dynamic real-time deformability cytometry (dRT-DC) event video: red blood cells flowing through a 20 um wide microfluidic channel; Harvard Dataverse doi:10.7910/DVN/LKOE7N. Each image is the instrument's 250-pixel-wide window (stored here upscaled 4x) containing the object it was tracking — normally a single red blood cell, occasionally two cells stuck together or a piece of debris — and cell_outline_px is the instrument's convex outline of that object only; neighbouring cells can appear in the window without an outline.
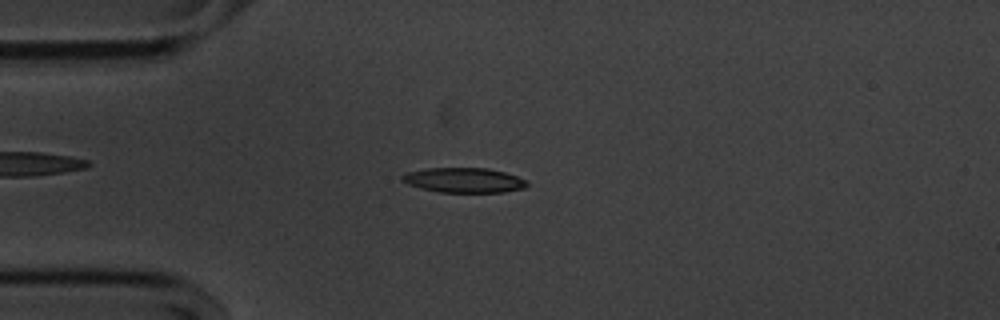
{"species": "common noctule bat (a hibernating species)", "species_latin": "Nyctalus noctula", "temperature_condition": "cold", "stored_images_in_passage": 53, "camera_frame_rate_fps": 3000, "um_per_image_px": 0.085, "animal": {"sex": "male", "body_mass_g": 20.1, "forearm_length_mm": 53.5}, "frame": {"image": 1, "passage_image": 12, "time_ms": 3.667, "image_size_px": [1000, 320], "cell_outline_px": [[528, 184], [524, 188], [504, 192], [440, 192], [408, 184], [400, 180], [400, 176], [408, 172], [428, 168], [488, 168], [504, 172], [528, 180]], "centroid_in_image_um": [39.45, 15.31], "position_along_channel_um": 45.5, "area_um2": 17.98}}
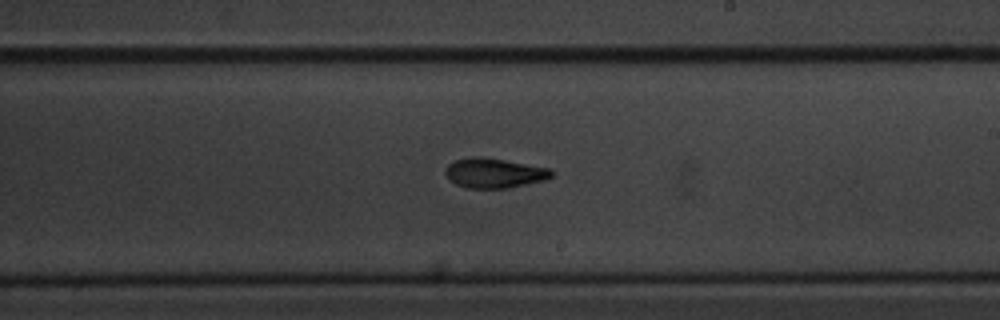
{"frame": {"image": 2, "passage_image": 30, "time_ms": 9.667, "image_size_px": [1000, 320], "cell_outline_px": [[552, 176], [548, 180], [508, 188], [468, 188], [456, 184], [444, 172], [444, 168], [448, 164], [456, 160], [472, 156], [480, 156], [552, 168]], "centroid_in_image_um": [42.04, 14.7], "position_along_channel_um": 247.0, "area_um2": 18.5}}
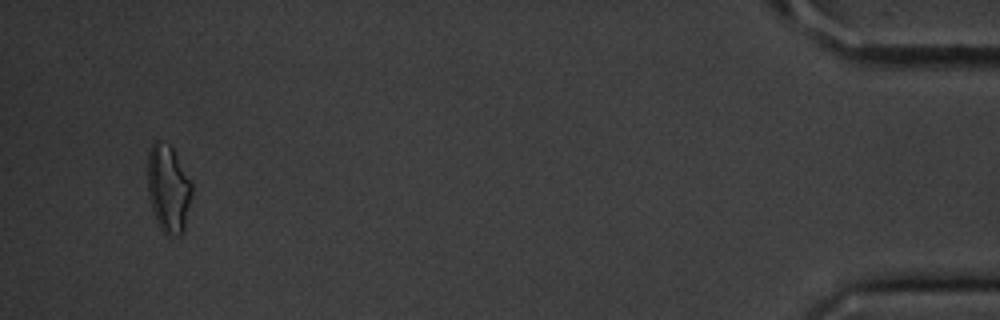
{"frame": {"image": 3, "passage_image": 51, "time_ms": 16.667, "image_size_px": [1000, 320], "cell_outline_px": [[192, 196], [184, 232], [180, 236], [164, 236], [156, 220], [148, 196], [148, 152], [152, 144], [156, 140], [168, 144], [172, 148], [192, 180]], "centroid_in_image_um": [14.33, 16.08], "position_along_channel_um": 420.9, "area_um2": 23.0}, "authors_computed_cell_mechanics": {"area_um2": 18.2648, "velocity_mm_per_s": 3.6062, "shape_relaxation_time_tau1_ms": 2.7724, "shape_relaxation_time_tau2_ms": 4.5104, "deformation_change_tau1": 0.1365, "deformation_change_tau2": 0.1057}}